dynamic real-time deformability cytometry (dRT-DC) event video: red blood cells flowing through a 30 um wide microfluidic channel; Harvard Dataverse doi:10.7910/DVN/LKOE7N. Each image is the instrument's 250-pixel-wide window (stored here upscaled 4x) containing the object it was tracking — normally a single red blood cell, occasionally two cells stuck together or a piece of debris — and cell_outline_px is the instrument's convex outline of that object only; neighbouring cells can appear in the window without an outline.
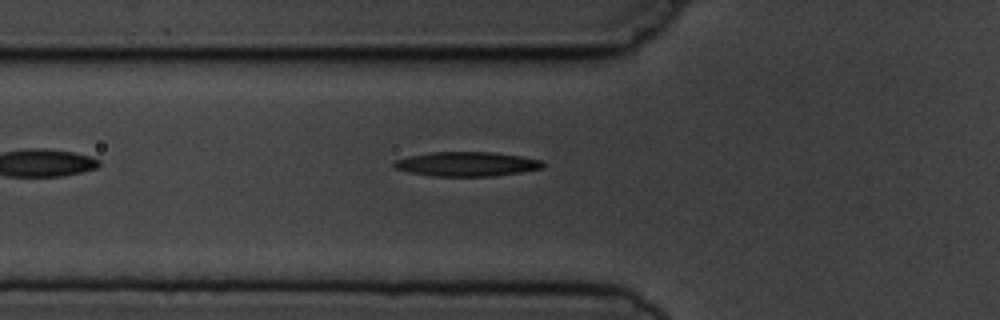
{"species": "common noctule bat (a hibernating species)", "species_latin": "Nyctalus noctula", "temperature_condition": "cold", "stored_images_in_passage": 5, "camera_frame_rate_fps": 3000, "um_per_image_px": 0.085, "animal": {"sex": "male", "body_mass_g": 19.5, "forearm_length_mm": 54.6}, "frame": {"image": 1, "passage_image": 5, "time_ms": 5.333, "image_size_px": [1000, 320], "cell_outline_px": [[544, 164], [540, 168], [520, 172], [496, 176], [432, 176], [408, 172], [396, 168], [392, 164], [396, 160], [408, 156], [432, 152], [492, 152], [520, 156], [540, 160]], "centroid_in_image_um": [39.63, 13.94], "position_along_channel_um": 86.2, "area_um2": 20.98}}